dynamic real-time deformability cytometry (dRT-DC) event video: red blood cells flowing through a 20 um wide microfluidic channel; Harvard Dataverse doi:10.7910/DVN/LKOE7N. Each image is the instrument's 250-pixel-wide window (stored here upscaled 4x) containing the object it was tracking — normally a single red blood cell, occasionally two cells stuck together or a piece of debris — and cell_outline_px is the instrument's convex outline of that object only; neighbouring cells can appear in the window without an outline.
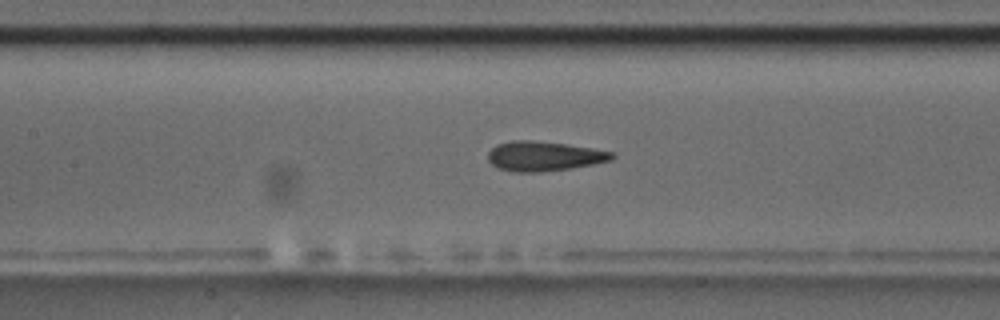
{"species": "common noctule bat (a hibernating species)", "species_latin": "Nyctalus noctula", "temperature_condition": "room temperature", "stored_images_in_passage": 41, "camera_frame_rate_fps": 3000, "um_per_image_px": 0.085, "animal": {"sex": "male", "body_mass_g": 17.5, "forearm_length_mm": 52.3}, "frame": {"image": 1, "passage_image": 18, "time_ms": 5.667, "image_size_px": [1000, 320], "cell_outline_px": [[616, 156], [612, 160], [592, 164], [568, 168], [536, 172], [516, 172], [500, 168], [492, 164], [488, 160], [488, 152], [496, 144], [512, 140], [532, 140], [568, 144], [616, 152]], "centroid_in_image_um": [46.25, 13.25], "position_along_channel_um": 161.1, "area_um2": 21.39}}
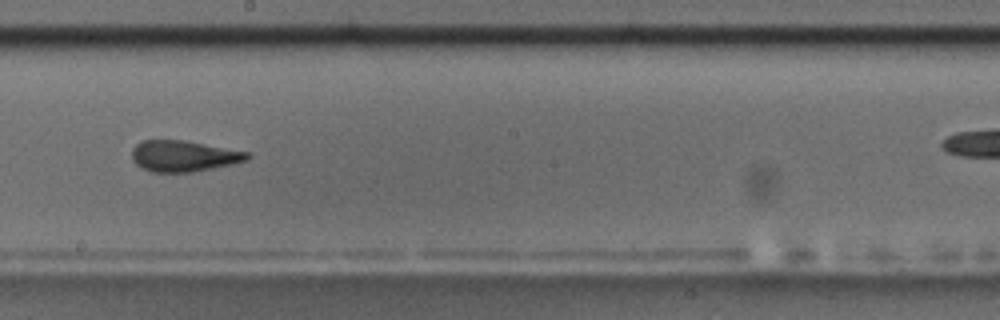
{"frame": {"image": 2, "passage_image": 24, "time_ms": 7.667, "image_size_px": [1000, 320], "cell_outline_px": [[252, 156], [248, 160], [232, 164], [192, 172], [152, 172], [136, 164], [132, 160], [132, 148], [136, 144], [144, 140], [184, 140], [248, 152]], "centroid_in_image_um": [15.61, 13.26], "position_along_channel_um": 232.6, "area_um2": 20.81}}
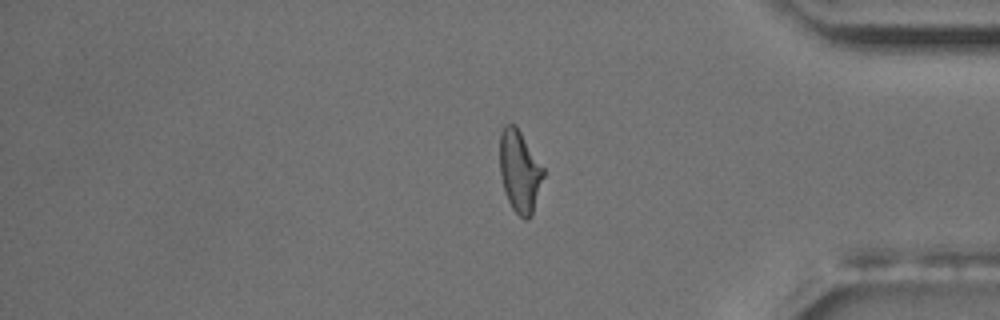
{"frame": {"image": 3, "passage_image": 39, "time_ms": 12.667, "image_size_px": [1000, 320], "cell_outline_px": [[544, 176], [532, 216], [528, 220], [524, 220], [512, 208], [508, 200], [504, 188], [500, 172], [500, 132], [504, 124], [516, 124], [544, 168]], "centroid_in_image_um": [44.18, 14.55], "position_along_channel_um": 391.0, "area_um2": 20.92}, "authors_computed_cell_mechanics": {"area_um2": 20.8658, "velocity_mm_per_s": 3.6027, "shape_relaxation_time_tau1_ms": 4.6042, "shape_relaxation_time_tau2_ms": 1.4131, "deformation_change_tau1": 0.1746, "deformation_change_tau2": 0.1017}}